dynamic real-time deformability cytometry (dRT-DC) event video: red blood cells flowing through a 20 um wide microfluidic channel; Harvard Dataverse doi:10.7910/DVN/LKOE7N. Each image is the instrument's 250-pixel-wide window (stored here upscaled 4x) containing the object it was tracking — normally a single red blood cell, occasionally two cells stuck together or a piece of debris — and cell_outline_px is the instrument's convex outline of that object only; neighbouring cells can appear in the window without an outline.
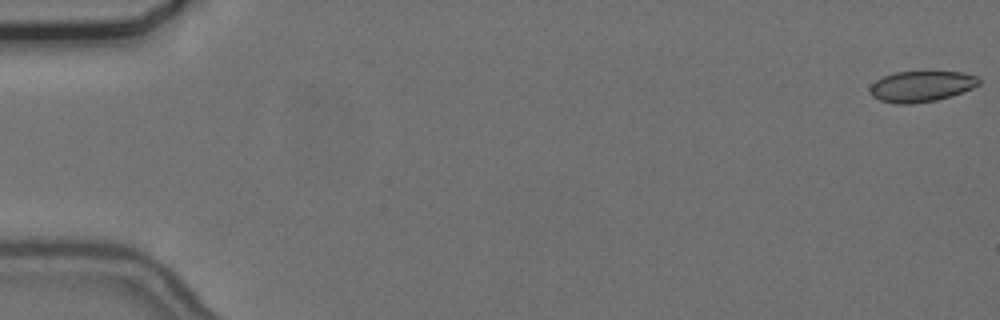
{"species": "common noctule bat (a hibernating species)", "species_latin": "Nyctalus noctula", "temperature_condition": "cold", "stored_images_in_passage": 56, "camera_frame_rate_fps": 3000, "um_per_image_px": 0.085, "animal": {"sex": "female", "body_mass_g": 24.6, "forearm_length_mm": 56.2}, "frame": {"image": 1, "passage_image": 1, "time_ms": 0.0, "image_size_px": [1000, 320], "cell_outline_px": [[980, 84], [972, 88], [952, 96], [936, 100], [912, 104], [896, 104], [880, 100], [872, 96], [868, 88], [876, 80], [884, 76], [896, 72], [964, 72], [980, 76]], "centroid_in_image_um": [78.34, 7.34], "position_along_channel_um": 6.7, "area_um2": 19.71}}
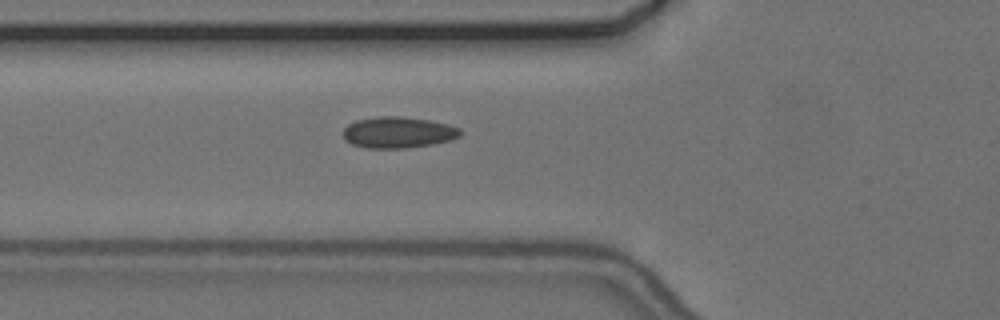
{"frame": {"image": 2, "passage_image": 21, "time_ms": 6.667, "image_size_px": [1000, 320], "cell_outline_px": [[460, 136], [452, 140], [432, 144], [404, 148], [368, 148], [352, 144], [344, 140], [344, 128], [348, 124], [356, 120], [380, 116], [400, 116], [428, 120], [448, 124], [460, 128]], "centroid_in_image_um": [33.84, 11.25], "position_along_channel_um": 92.0, "area_um2": 21.27}}
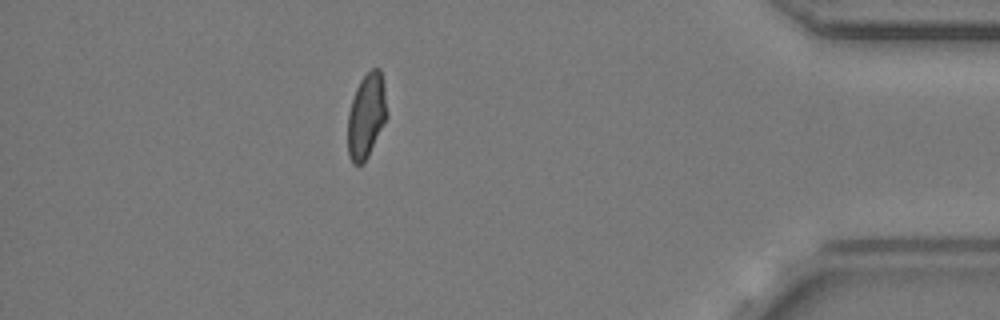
{"frame": {"image": 3, "passage_image": 50, "time_ms": 16.333, "image_size_px": [1000, 320], "cell_outline_px": [[388, 116], [364, 164], [352, 164], [348, 156], [348, 112], [356, 88], [360, 80], [372, 68], [380, 68], [384, 88], [388, 112]], "centroid_in_image_um": [31.14, 9.87], "position_along_channel_um": 404.1, "area_um2": 19.42}, "authors_computed_cell_mechanics": {"area_um2": 20.1722, "velocity_mm_per_s": 3.6722, "shape_relaxation_time_tau1_ms": null, "shape_relaxation_time_tau2_ms": 1.6022, "deformation_change_tau1": null, "deformation_change_tau2": 0.0681}}